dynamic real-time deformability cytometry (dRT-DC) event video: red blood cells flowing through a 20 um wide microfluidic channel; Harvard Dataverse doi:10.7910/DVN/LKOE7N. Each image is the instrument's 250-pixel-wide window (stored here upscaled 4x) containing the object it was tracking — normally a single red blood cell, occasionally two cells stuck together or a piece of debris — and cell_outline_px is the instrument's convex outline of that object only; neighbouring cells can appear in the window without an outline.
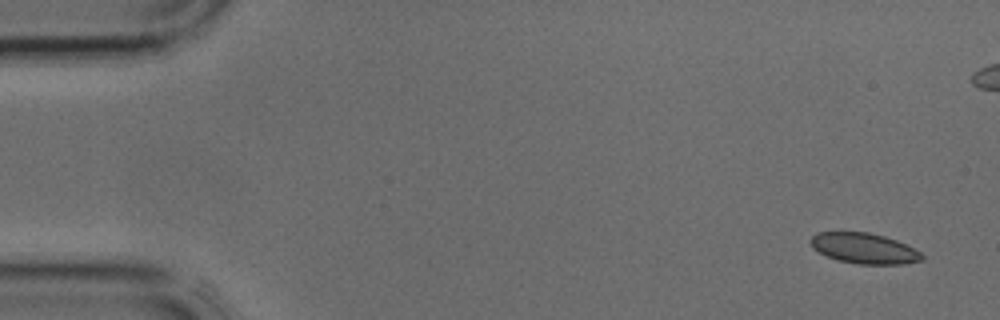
{"species": "common noctule bat (a hibernating species)", "species_latin": "Nyctalus noctula", "temperature_condition": "cold", "stored_images_in_passage": 4, "camera_frame_rate_fps": 3000, "um_per_image_px": 0.085, "animal": {"sex": "male", "body_mass_g": 17.9, "forearm_length_mm": 54.2}, "frame": {"image": 1, "passage_image": 1, "time_ms": 0.0, "image_size_px": [1000, 320], "cell_outline_px": [[924, 260], [904, 264], [860, 264], [836, 260], [812, 248], [808, 240], [816, 232], [868, 232], [884, 236], [896, 240], [920, 252], [924, 256]], "centroid_in_image_um": [73.43, 21.11], "position_along_channel_um": 11.6, "area_um2": 19.83}}